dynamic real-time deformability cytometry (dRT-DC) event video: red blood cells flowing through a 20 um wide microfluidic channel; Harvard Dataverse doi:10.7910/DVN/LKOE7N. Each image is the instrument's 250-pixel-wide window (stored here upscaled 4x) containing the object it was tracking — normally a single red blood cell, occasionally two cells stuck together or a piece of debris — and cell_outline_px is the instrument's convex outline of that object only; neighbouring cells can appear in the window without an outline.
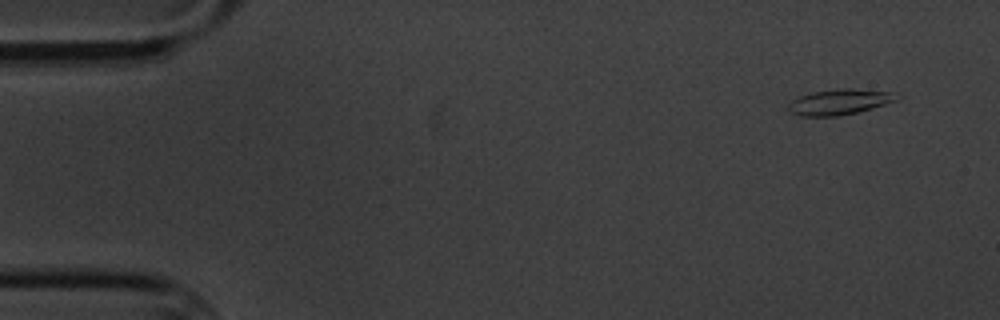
{"species": "common noctule bat (a hibernating species)", "species_latin": "Nyctalus noctula", "temperature_condition": "cold", "stored_images_in_passage": 4, "camera_frame_rate_fps": 3000, "um_per_image_px": 0.085, "animal": {"sex": "male", "body_mass_g": 20.1, "forearm_length_mm": 53.5}, "frame": {"image": 1, "passage_image": 1, "time_ms": 0.0, "image_size_px": [1000, 320], "cell_outline_px": [[900, 100], [872, 108], [856, 112], [836, 116], [800, 116], [792, 112], [788, 108], [788, 104], [792, 100], [800, 96], [812, 92], [840, 88], [852, 88], [896, 92], [900, 96]], "centroid_in_image_um": [71.42, 8.65], "position_along_channel_um": 13.6, "area_um2": 16.24}}